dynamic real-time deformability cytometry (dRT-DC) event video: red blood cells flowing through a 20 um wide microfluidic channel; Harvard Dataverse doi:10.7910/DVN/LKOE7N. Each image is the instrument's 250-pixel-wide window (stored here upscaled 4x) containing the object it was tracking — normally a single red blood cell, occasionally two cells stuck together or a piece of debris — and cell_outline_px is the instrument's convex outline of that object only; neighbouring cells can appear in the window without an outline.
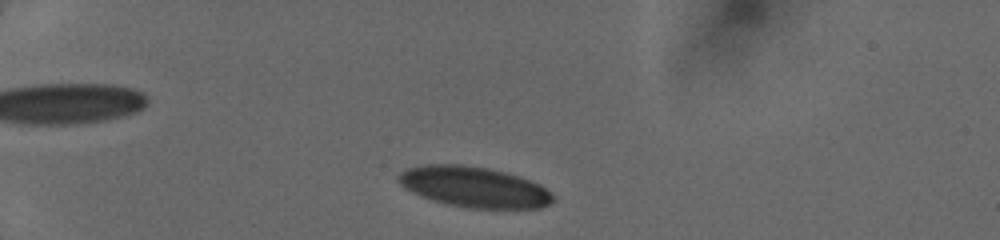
{"species": "human", "species_latin": "Homo sapiens", "temperature_condition": "cold", "stored_images_in_passage": 37, "camera_frame_rate_fps": 3000, "um_per_image_px": 0.085, "donor": {"sex": "female"}, "frame": {"image": 1, "passage_image": 2, "time_ms": 0.333, "image_size_px": [1000, 240], "cell_outline_px": [[556, 200], [540, 208], [472, 208], [448, 204], [432, 200], [420, 196], [404, 188], [396, 180], [396, 176], [400, 172], [408, 168], [424, 164], [460, 164], [484, 168], [504, 172], [520, 176], [540, 184], [552, 192], [556, 196]], "centroid_in_image_um": [40.3, 15.89], "position_along_channel_um": 44.7, "area_um2": 36.76}}
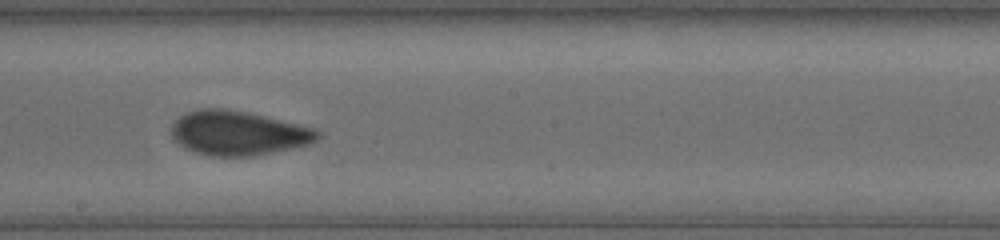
{"frame": {"image": 2, "passage_image": 19, "time_ms": 6.0, "image_size_px": [1000, 240], "cell_outline_px": [[320, 136], [316, 140], [308, 144], [292, 148], [252, 156], [212, 156], [196, 152], [184, 148], [172, 140], [172, 124], [184, 112], [200, 108], [224, 108], [248, 112], [316, 128], [320, 132]], "centroid_in_image_um": [20.22, 11.3], "position_along_channel_um": 228.0, "area_um2": 37.92}}
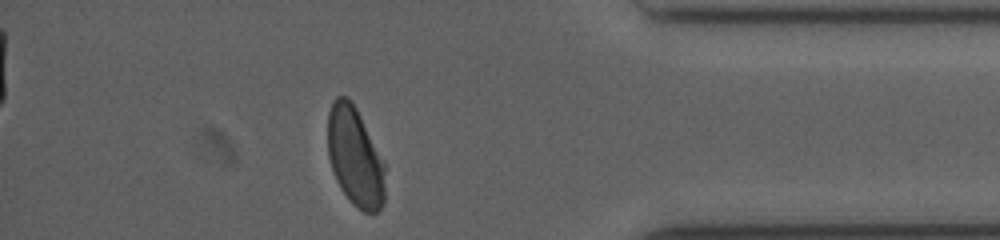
{"frame": {"image": 3, "passage_image": 33, "time_ms": 10.667, "image_size_px": [1000, 240], "cell_outline_px": [[384, 204], [376, 212], [364, 212], [356, 208], [352, 204], [340, 188], [336, 180], [328, 156], [328, 112], [332, 100], [336, 96], [348, 96], [356, 108], [384, 160]], "centroid_in_image_um": [30.17, 13.32], "position_along_channel_um": 405.0, "area_um2": 33.29}}